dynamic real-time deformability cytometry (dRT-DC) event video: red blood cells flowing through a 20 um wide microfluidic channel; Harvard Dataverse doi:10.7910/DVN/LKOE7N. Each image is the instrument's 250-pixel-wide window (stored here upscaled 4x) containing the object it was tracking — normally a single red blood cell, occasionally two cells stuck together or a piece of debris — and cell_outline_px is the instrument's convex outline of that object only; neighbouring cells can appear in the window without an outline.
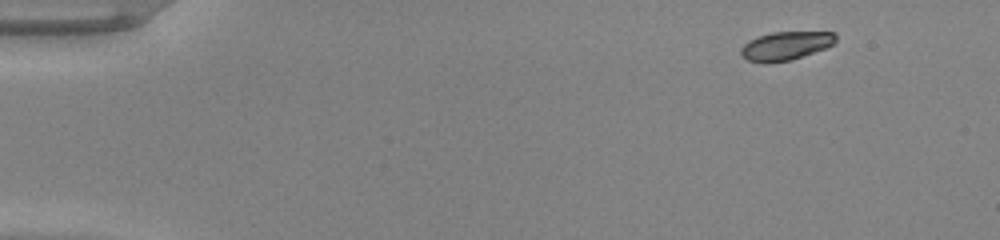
{"species": "common noctule bat (a hibernating species)", "species_latin": "Nyctalus noctula", "temperature_condition": "warm", "stored_images_in_passage": 48, "camera_frame_rate_fps": 3000, "um_per_image_px": 0.085, "animal": {"sex": "male", "body_mass_g": 20.0, "forearm_length_mm": 53.3}, "frame": {"image": 1, "passage_image": 1, "time_ms": 0.0, "image_size_px": [1000, 240], "cell_outline_px": [[836, 40], [832, 44], [824, 48], [788, 60], [764, 64], [748, 60], [740, 56], [740, 48], [748, 40], [772, 32], [832, 32], [836, 36]], "centroid_in_image_um": [66.7, 3.9], "position_along_channel_um": 18.3, "area_um2": 15.55}}
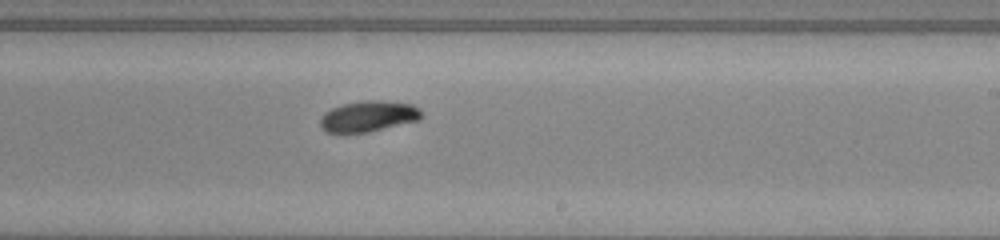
{"frame": {"image": 2, "passage_image": 28, "time_ms": 9.0, "image_size_px": [1000, 240], "cell_outline_px": [[420, 120], [368, 132], [324, 132], [320, 128], [320, 120], [324, 112], [332, 108], [344, 104], [368, 100], [384, 100], [412, 104], [420, 108]], "centroid_in_image_um": [31.31, 9.88], "position_along_channel_um": 257.7, "area_um2": 18.15}}
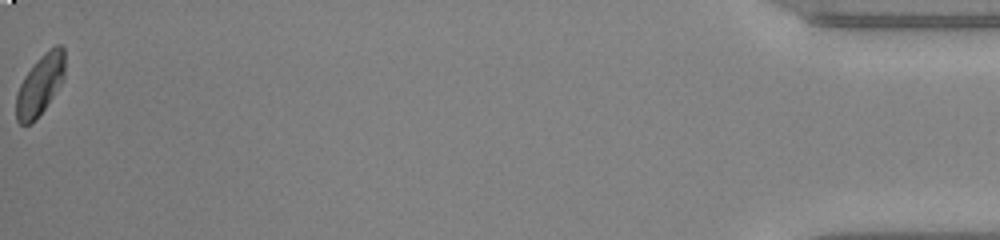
{"frame": {"image": 3, "passage_image": 48, "time_ms": 15.667, "image_size_px": [1000, 240], "cell_outline_px": [[64, 76], [60, 84], [44, 108], [28, 124], [20, 124], [16, 120], [16, 96], [20, 84], [24, 76], [40, 56], [48, 48], [56, 44], [60, 44], [64, 48]], "centroid_in_image_um": [3.4, 7.15], "position_along_channel_um": 431.8, "area_um2": 16.7}, "authors_computed_cell_mechanics": {"area_um2": 17.4845, "velocity_mm_per_s": 4.0083, "shape_relaxation_time_tau1_ms": 2.7603, "shape_relaxation_time_tau2_ms": null, "deformation_change_tau1": 0.1192, "deformation_change_tau2": null}}